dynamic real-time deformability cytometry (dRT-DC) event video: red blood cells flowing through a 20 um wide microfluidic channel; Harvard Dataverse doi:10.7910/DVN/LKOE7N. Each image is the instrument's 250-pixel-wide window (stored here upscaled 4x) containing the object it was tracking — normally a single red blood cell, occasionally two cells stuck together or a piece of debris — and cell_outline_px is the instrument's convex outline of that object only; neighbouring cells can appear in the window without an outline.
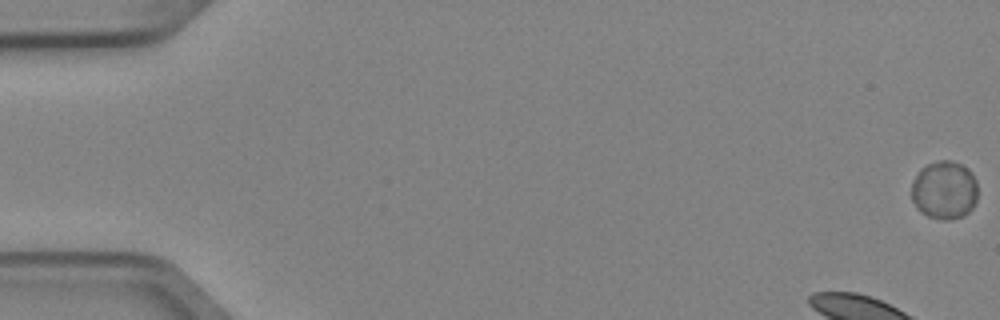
{"species": "Egyptian fruit bat (a non-hibernating species)", "species_latin": "Rousettus aegyptiacus", "temperature_condition": "cold", "stored_images_in_passage": 6, "camera_frame_rate_fps": 3000, "um_per_image_px": 0.085, "animal": {"sex": "female"}, "frame": {"image": 1, "passage_image": 1, "time_ms": 0.0, "image_size_px": [1000, 320], "cell_outline_px": [[976, 200], [972, 208], [964, 216], [948, 220], [944, 220], [928, 216], [920, 212], [916, 208], [912, 200], [912, 180], [920, 168], [928, 164], [940, 160], [952, 160], [968, 168], [976, 180]], "centroid_in_image_um": [80.25, 16.16], "position_along_channel_um": 4.7, "area_um2": 22.66}}